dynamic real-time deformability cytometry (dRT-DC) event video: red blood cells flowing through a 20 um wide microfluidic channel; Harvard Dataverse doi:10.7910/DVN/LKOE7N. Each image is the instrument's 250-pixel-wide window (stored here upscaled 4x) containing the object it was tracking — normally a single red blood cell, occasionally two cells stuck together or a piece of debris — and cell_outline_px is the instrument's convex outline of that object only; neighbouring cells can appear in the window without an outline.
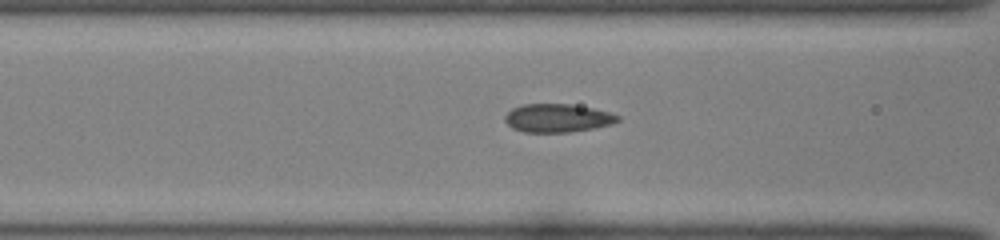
{"species": "common noctule bat (a hibernating species)", "species_latin": "Nyctalus noctula", "temperature_condition": "room temperature", "stored_images_in_passage": 30, "camera_frame_rate_fps": 3000, "um_per_image_px": 0.085, "animal": {"sex": "female", "body_mass_g": 22.0, "forearm_length_mm": 56.7}, "frame": {"image": 1, "passage_image": 7, "time_ms": 2.0, "image_size_px": [1000, 240], "cell_outline_px": [[620, 120], [612, 124], [592, 128], [568, 132], [524, 132], [512, 128], [504, 120], [504, 116], [512, 108], [524, 104], [572, 104], [592, 108], [608, 112], [620, 116]], "centroid_in_image_um": [47.37, 10.03], "position_along_channel_um": 119.2, "area_um2": 18.55}}
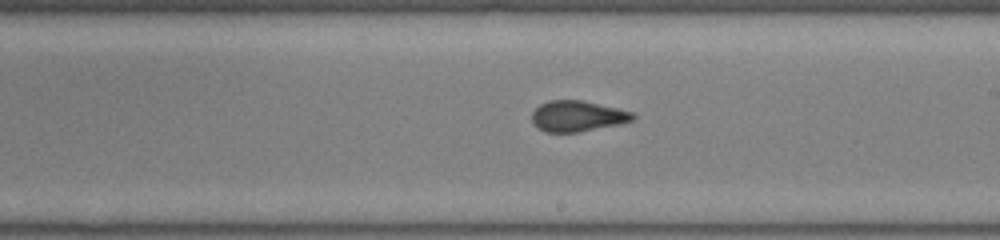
{"frame": {"image": 2, "passage_image": 16, "time_ms": 5.0, "image_size_px": [1000, 240], "cell_outline_px": [[636, 116], [632, 120], [616, 124], [580, 132], [544, 132], [532, 120], [532, 112], [540, 104], [548, 100], [580, 100], [616, 108], [632, 112]], "centroid_in_image_um": [49.05, 9.86], "position_along_channel_um": 240.0, "area_um2": 17.74}}
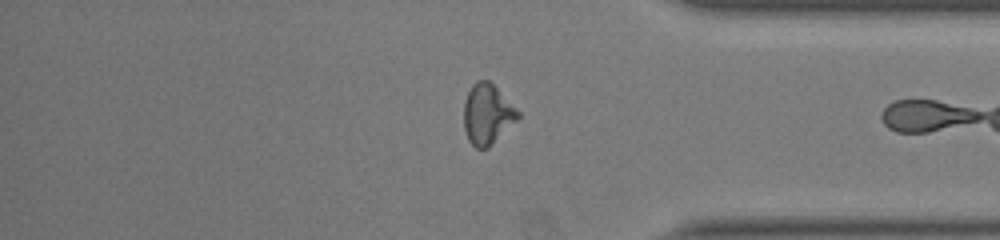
{"frame": {"image": 3, "passage_image": 28, "time_ms": 9.0, "image_size_px": [1000, 240], "cell_outline_px": [[520, 116], [488, 148], [476, 148], [468, 140], [464, 128], [464, 104], [468, 92], [472, 84], [476, 80], [488, 80], [520, 112]], "centroid_in_image_um": [41.4, 9.71], "position_along_channel_um": 393.8, "area_um2": 18.67}}